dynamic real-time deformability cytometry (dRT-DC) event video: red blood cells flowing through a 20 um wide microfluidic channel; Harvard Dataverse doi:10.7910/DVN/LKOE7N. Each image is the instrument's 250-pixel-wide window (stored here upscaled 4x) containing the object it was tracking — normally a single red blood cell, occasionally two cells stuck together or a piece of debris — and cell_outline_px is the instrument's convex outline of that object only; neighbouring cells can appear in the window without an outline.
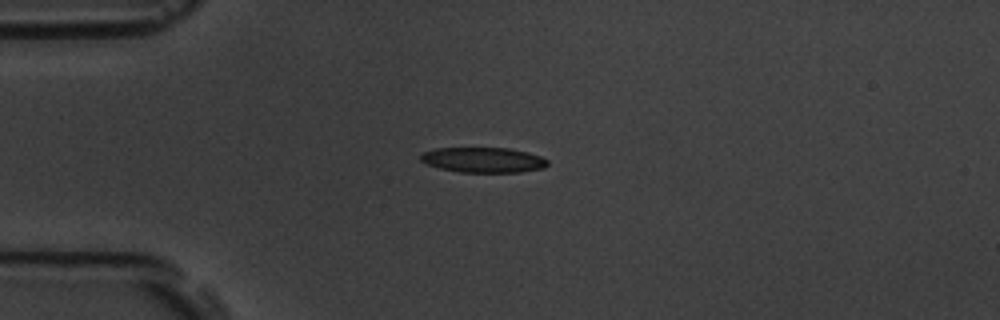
{"species": "common noctule bat (a hibernating species)", "species_latin": "Nyctalus noctula", "temperature_condition": "room temperature", "stored_images_in_passage": 10, "camera_frame_rate_fps": 3000, "um_per_image_px": 0.085, "animal": {"sex": "male", "body_mass_g": 19.5, "forearm_length_mm": 54.6}, "frame": {"image": 1, "passage_image": 4, "time_ms": 3.333, "image_size_px": [1000, 320], "cell_outline_px": [[548, 164], [544, 168], [520, 172], [460, 172], [440, 168], [428, 164], [420, 160], [420, 156], [424, 152], [436, 148], [508, 148], [528, 152], [540, 156], [548, 160]], "centroid_in_image_um": [41.1, 13.59], "position_along_channel_um": 43.9, "area_um2": 18.55}}
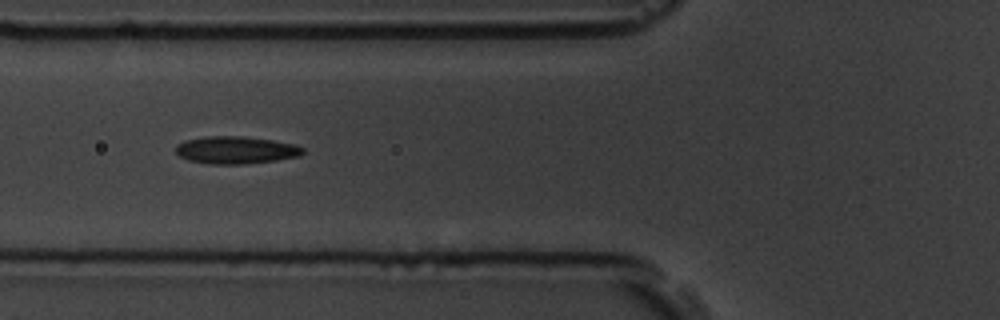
{"frame": {"image": 2, "passage_image": 6, "time_ms": 5.667, "image_size_px": [1000, 320], "cell_outline_px": [[304, 152], [300, 156], [276, 160], [244, 164], [208, 164], [188, 160], [180, 156], [176, 152], [176, 144], [184, 140], [204, 136], [244, 136], [272, 140], [296, 144], [304, 148]], "centroid_in_image_um": [20.04, 12.75], "position_along_channel_um": 105.8, "area_um2": 20.52}}
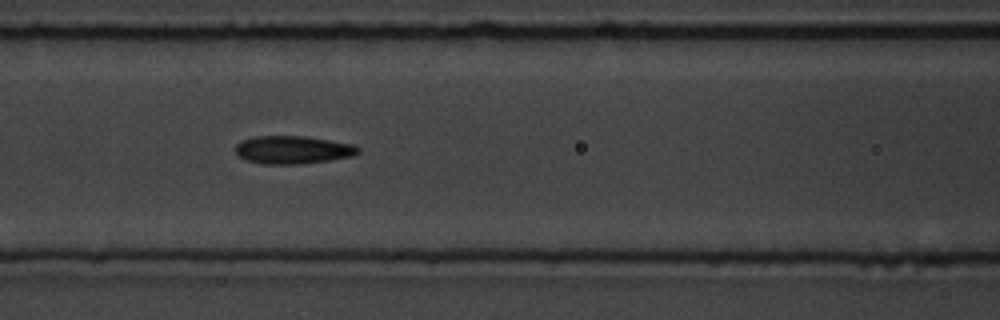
{"frame": {"image": 3, "passage_image": 7, "time_ms": 6.667, "image_size_px": [1000, 320], "cell_outline_px": [[360, 152], [352, 156], [328, 160], [296, 164], [264, 164], [248, 160], [240, 156], [236, 152], [236, 144], [240, 140], [252, 136], [304, 136], [352, 144], [360, 148]], "centroid_in_image_um": [24.87, 12.72], "position_along_channel_um": 141.7, "area_um2": 19.83}}